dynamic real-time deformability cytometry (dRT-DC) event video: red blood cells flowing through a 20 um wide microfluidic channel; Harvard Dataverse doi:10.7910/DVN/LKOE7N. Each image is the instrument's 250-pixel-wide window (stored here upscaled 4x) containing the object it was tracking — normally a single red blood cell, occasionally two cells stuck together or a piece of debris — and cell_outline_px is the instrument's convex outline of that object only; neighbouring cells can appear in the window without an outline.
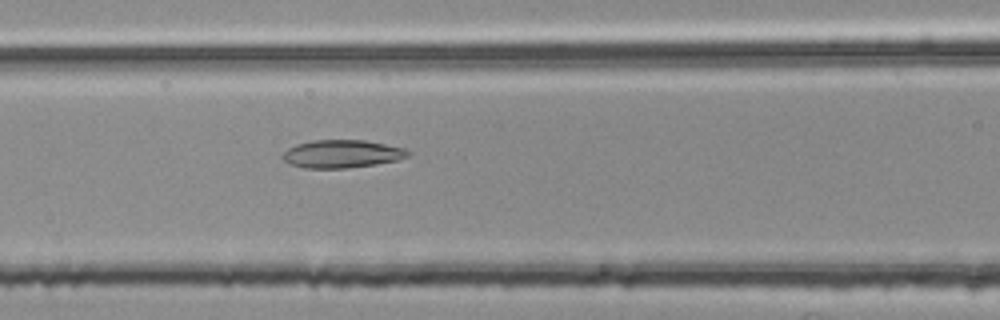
{"species": "common noctule bat (a hibernating species)", "species_latin": "Nyctalus noctula", "temperature_condition": "room temperature", "stored_images_in_passage": 48, "camera_frame_rate_fps": 3000, "um_per_image_px": 0.085, "animal": {"sex": "female", "body_mass_g": 25.1}, "frame": {"image": 1, "passage_image": 17, "time_ms": 5.333, "image_size_px": [1000, 320], "cell_outline_px": [[412, 152], [408, 156], [396, 160], [376, 164], [348, 168], [304, 168], [292, 164], [284, 160], [280, 156], [288, 148], [296, 144], [312, 140], [364, 140], [404, 148]], "centroid_in_image_um": [29.05, 13.08], "position_along_channel_um": 137.6, "area_um2": 20.35}}
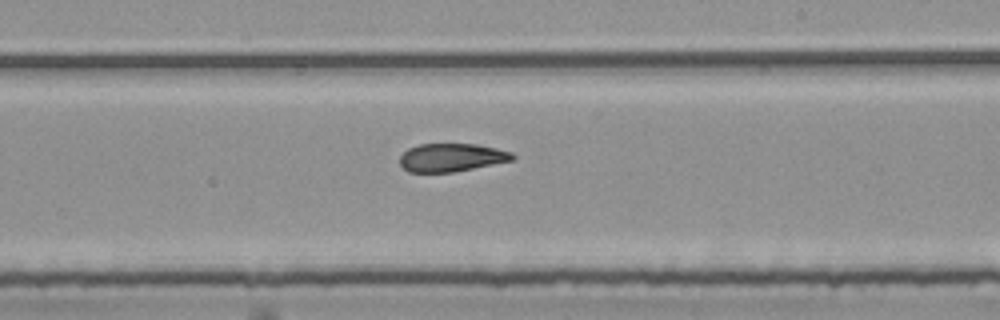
{"frame": {"image": 2, "passage_image": 26, "time_ms": 8.333, "image_size_px": [1000, 320], "cell_outline_px": [[516, 156], [512, 160], [452, 172], [408, 172], [400, 164], [400, 156], [408, 148], [420, 144], [476, 144], [496, 148], [512, 152]], "centroid_in_image_um": [38.36, 13.38], "position_along_channel_um": 250.6, "area_um2": 18.32}}
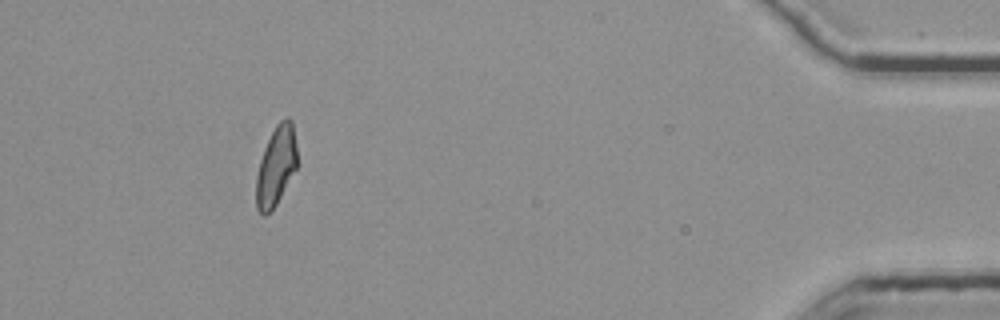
{"frame": {"image": 3, "passage_image": 44, "time_ms": 14.333, "image_size_px": [1000, 320], "cell_outline_px": [[296, 168], [272, 212], [264, 216], [256, 208], [256, 176], [260, 160], [264, 148], [276, 124], [280, 120], [288, 116], [292, 120], [296, 144]], "centroid_in_image_um": [23.45, 14.12], "position_along_channel_um": 411.7, "area_um2": 18.9}, "authors_computed_cell_mechanics": {"area_um2": 19.7676, "velocity_mm_per_s": 3.7784, "shape_relaxation_time_tau1_ms": null, "shape_relaxation_time_tau2_ms": 4.0768, "deformation_change_tau1": null, "deformation_change_tau2": 0.1214}}